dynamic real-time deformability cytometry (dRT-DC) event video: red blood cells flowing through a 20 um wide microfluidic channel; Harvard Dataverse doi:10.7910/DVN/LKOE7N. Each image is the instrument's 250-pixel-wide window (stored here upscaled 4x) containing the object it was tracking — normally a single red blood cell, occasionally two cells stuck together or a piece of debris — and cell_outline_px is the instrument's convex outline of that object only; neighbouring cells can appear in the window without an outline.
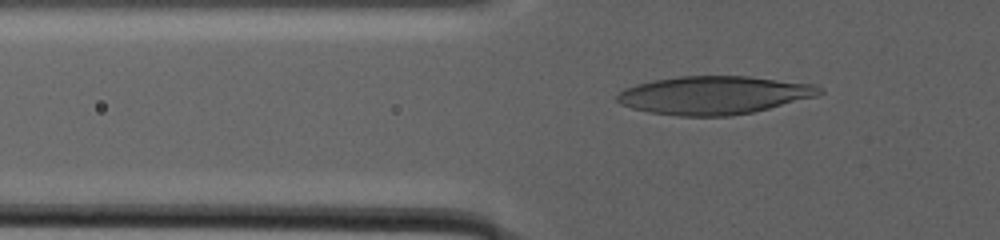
{"species": "human", "species_latin": "Homo sapiens", "temperature_condition": "warm", "stored_images_in_passage": 58, "camera_frame_rate_fps": 3000, "um_per_image_px": 0.085, "donor": {"sex": "male"}, "frame": {"image": 1, "passage_image": 23, "time_ms": 14.667, "image_size_px": [1000, 240], "cell_outline_px": [[824, 92], [816, 96], [752, 112], [728, 116], [680, 116], [648, 112], [632, 108], [620, 104], [616, 100], [616, 96], [624, 88], [636, 84], [652, 80], [680, 76], [748, 76], [816, 84], [824, 88]], "centroid_in_image_um": [60.68, 8.08], "position_along_channel_um": 65.1, "area_um2": 45.08}}
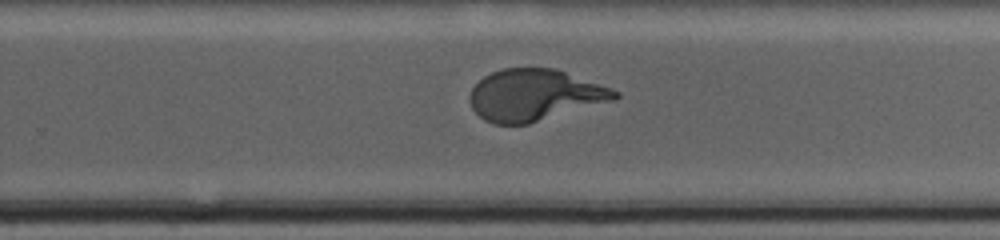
{"frame": {"image": 2, "passage_image": 42, "time_ms": 26.667, "image_size_px": [1000, 240], "cell_outline_px": [[620, 96], [616, 100], [528, 124], [492, 124], [484, 120], [472, 108], [468, 100], [468, 96], [472, 88], [484, 76], [492, 72], [504, 68], [556, 68], [612, 88], [620, 92]], "centroid_in_image_um": [45.46, 8.08], "position_along_channel_um": 284.3, "area_um2": 43.81}}
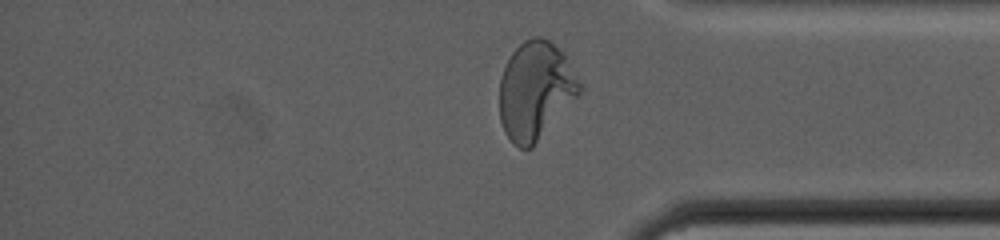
{"frame": {"image": 3, "passage_image": 56, "time_ms": 32.333, "image_size_px": [1000, 240], "cell_outline_px": [[584, 88], [532, 148], [520, 148], [512, 144], [504, 132], [500, 120], [500, 76], [512, 52], [524, 40], [532, 36], [540, 36], [548, 40], [564, 52]], "centroid_in_image_um": [45.51, 7.69], "position_along_channel_um": 389.7, "area_um2": 45.78}}